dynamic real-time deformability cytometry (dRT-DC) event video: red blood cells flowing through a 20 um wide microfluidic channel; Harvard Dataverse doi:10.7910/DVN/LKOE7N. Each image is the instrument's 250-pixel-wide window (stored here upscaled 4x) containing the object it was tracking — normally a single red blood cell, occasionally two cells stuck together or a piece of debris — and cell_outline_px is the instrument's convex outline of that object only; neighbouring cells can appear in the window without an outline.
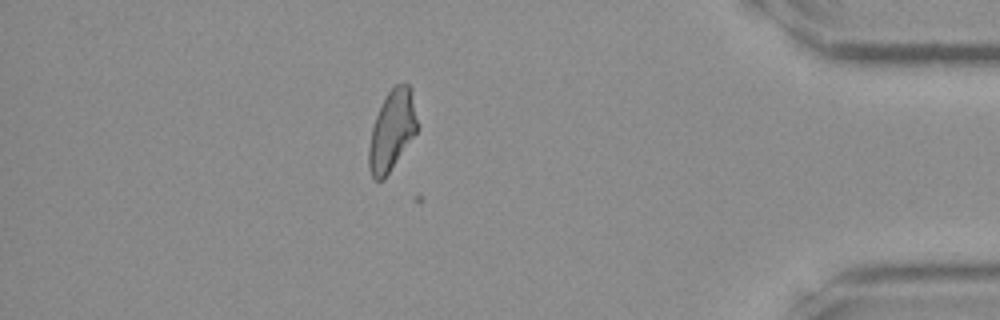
{"species": "Egyptian fruit bat (a non-hibernating species)", "species_latin": "Rousettus aegyptiacus", "temperature_condition": "room temperature", "stored_images_in_passage": 27, "camera_frame_rate_fps": 3000, "um_per_image_px": 0.085, "frame": {"image": 1, "passage_image": 23, "time_ms": 7.333, "image_size_px": [1000, 320], "cell_outline_px": [[420, 128], [384, 180], [372, 180], [368, 168], [368, 148], [372, 128], [380, 104], [388, 92], [396, 84], [408, 84], [412, 88], [420, 124]], "centroid_in_image_um": [33.35, 11.09], "position_along_channel_um": 401.9, "area_um2": 23.35}}